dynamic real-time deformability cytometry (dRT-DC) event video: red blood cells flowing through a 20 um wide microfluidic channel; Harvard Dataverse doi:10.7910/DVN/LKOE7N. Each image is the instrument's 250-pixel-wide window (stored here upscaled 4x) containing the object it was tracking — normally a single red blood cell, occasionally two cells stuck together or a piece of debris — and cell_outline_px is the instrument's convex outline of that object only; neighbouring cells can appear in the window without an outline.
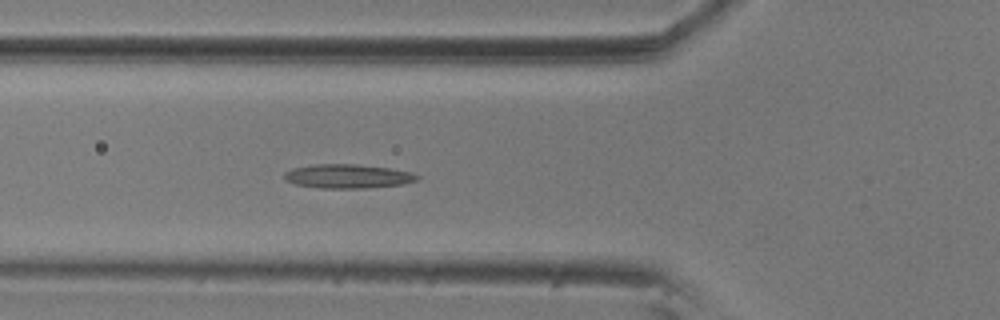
{"species": "common noctule bat (a hibernating species)", "species_latin": "Nyctalus noctula", "temperature_condition": "room temperature", "stored_images_in_passage": 6, "camera_frame_rate_fps": 3000, "um_per_image_px": 0.085, "animal": {"sex": "male", "body_mass_g": 20.5, "forearm_length_mm": 52.5}, "frame": {"image": 1, "passage_image": 6, "time_ms": 1.667, "image_size_px": [1000, 320], "cell_outline_px": [[420, 176], [416, 180], [404, 184], [364, 188], [320, 188], [296, 184], [284, 180], [284, 172], [292, 168], [316, 164], [356, 164], [388, 168], [412, 172]], "centroid_in_image_um": [29.54, 14.98], "position_along_channel_um": 96.3, "area_um2": 18.55}}